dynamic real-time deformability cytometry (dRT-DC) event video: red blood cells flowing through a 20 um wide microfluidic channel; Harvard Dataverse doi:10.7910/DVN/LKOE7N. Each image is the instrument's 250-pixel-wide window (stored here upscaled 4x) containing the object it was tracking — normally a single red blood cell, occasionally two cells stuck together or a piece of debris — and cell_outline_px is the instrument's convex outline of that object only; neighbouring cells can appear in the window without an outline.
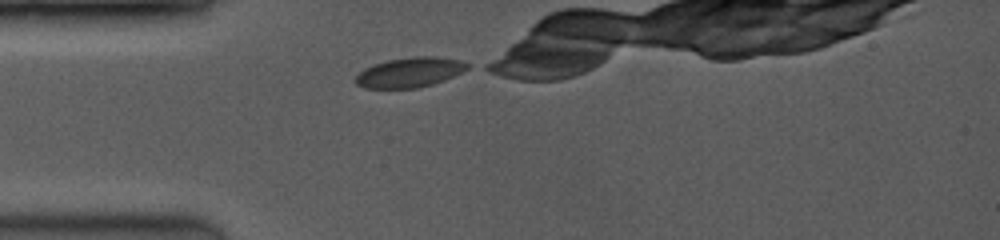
{"species": "common noctule bat (a hibernating species)", "species_latin": "Nyctalus noctula", "temperature_condition": "room temperature", "stored_images_in_passage": 36, "camera_frame_rate_fps": 3500, "um_per_image_px": 0.085, "animal": {"sex": "female", "body_mass_g": 19.0, "forearm_length_mm": 53.3}, "frame": {"image": 1, "passage_image": 1, "time_ms": 0.0, "image_size_px": [1000, 240], "cell_outline_px": [[468, 68], [444, 80], [420, 88], [364, 88], [356, 84], [352, 80], [364, 68], [388, 60], [412, 56], [436, 56], [456, 60], [468, 64]], "centroid_in_image_um": [34.76, 6.16], "position_along_channel_um": 50.2, "area_um2": 19.31}}
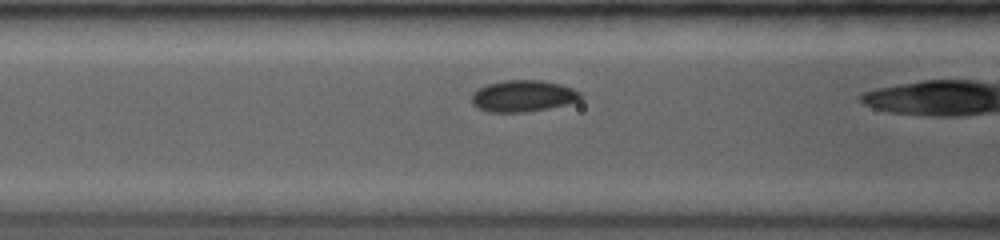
{"frame": {"image": 2, "passage_image": 8, "time_ms": 2.0, "image_size_px": [1000, 240], "cell_outline_px": [[584, 96], [580, 100], [548, 108], [524, 112], [488, 112], [476, 108], [472, 104], [472, 92], [488, 84], [504, 80], [544, 80], [560, 84], [572, 88], [580, 92]], "centroid_in_image_um": [44.45, 8.16], "position_along_channel_um": 122.2, "area_um2": 20.06}}
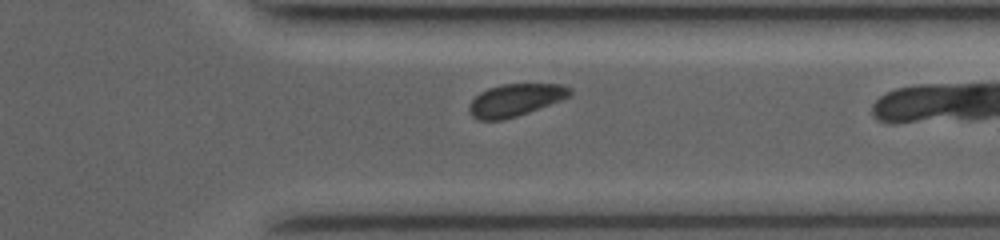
{"frame": {"image": 3, "passage_image": 29, "time_ms": 8.0, "image_size_px": [1000, 240], "cell_outline_px": [[572, 96], [528, 112], [504, 120], [476, 120], [468, 112], [468, 104], [480, 92], [488, 88], [500, 84], [564, 84], [572, 88]], "centroid_in_image_um": [43.8, 8.5], "position_along_channel_um": 367.6, "area_um2": 19.19}}